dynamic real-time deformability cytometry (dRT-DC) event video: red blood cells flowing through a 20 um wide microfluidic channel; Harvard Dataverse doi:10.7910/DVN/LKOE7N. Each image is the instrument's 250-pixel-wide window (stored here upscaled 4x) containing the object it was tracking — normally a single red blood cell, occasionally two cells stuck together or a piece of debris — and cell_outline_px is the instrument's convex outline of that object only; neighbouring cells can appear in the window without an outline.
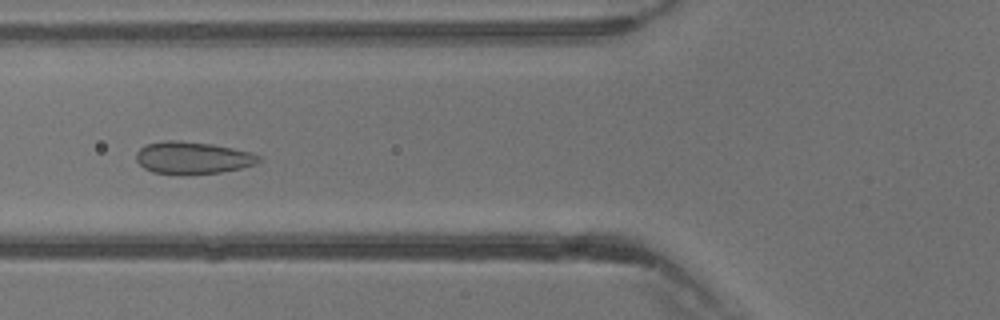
{"species": "common noctule bat (a hibernating species)", "species_latin": "Nyctalus noctula", "temperature_condition": "warm", "stored_images_in_passage": 40, "camera_frame_rate_fps": 3000, "um_per_image_px": 0.085, "animal": {"sex": "male", "body_mass_g": 13.3}, "frame": {"image": 1, "passage_image": 16, "time_ms": 5.0, "image_size_px": [1000, 320], "cell_outline_px": [[260, 160], [256, 164], [240, 168], [220, 172], [184, 176], [152, 172], [144, 168], [136, 160], [136, 152], [140, 148], [148, 144], [164, 140], [176, 140], [212, 144], [252, 152], [260, 156]], "centroid_in_image_um": [16.36, 13.43], "position_along_channel_um": 109.4, "area_um2": 23.29}}
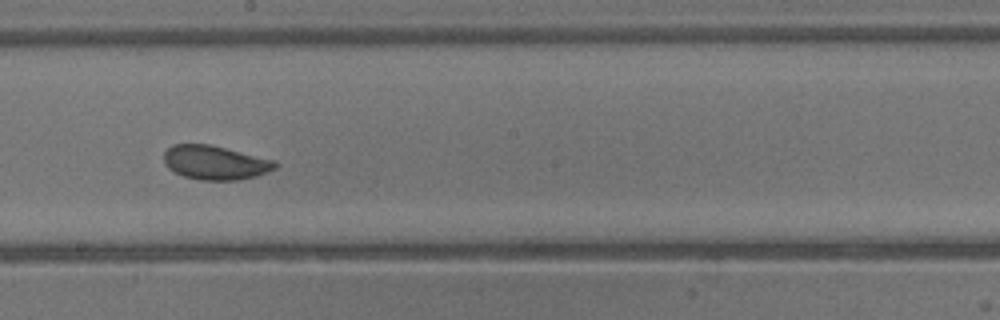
{"frame": {"image": 2, "passage_image": 23, "time_ms": 7.333, "image_size_px": [1000, 320], "cell_outline_px": [[280, 164], [276, 168], [256, 176], [240, 180], [200, 180], [184, 176], [168, 168], [164, 164], [164, 152], [172, 144], [212, 144], [276, 160]], "centroid_in_image_um": [18.32, 13.81], "position_along_channel_um": 229.9, "area_um2": 22.37}}
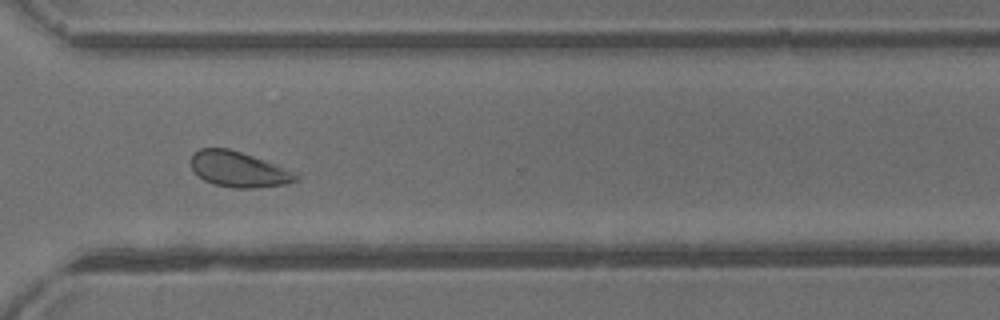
{"frame": {"image": 3, "passage_image": 30, "time_ms": 9.667, "image_size_px": [1000, 320], "cell_outline_px": [[300, 180], [288, 184], [252, 188], [232, 188], [212, 184], [204, 180], [192, 168], [192, 156], [200, 148], [228, 148], [300, 172]], "centroid_in_image_um": [20.38, 14.41], "position_along_channel_um": 350.2, "area_um2": 21.85}}